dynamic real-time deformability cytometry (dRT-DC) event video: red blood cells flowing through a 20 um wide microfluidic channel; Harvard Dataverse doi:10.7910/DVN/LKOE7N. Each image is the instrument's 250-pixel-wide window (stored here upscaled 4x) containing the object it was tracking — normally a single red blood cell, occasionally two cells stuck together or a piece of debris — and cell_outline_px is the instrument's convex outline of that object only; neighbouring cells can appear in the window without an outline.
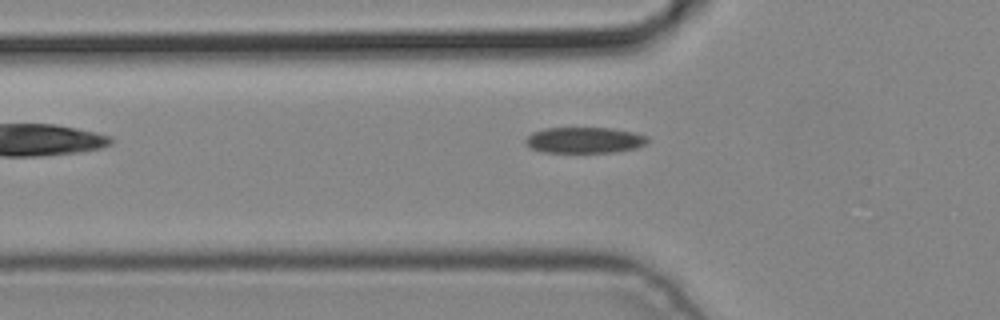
{"species": "common noctule bat (a hibernating species)", "species_latin": "Nyctalus noctula", "temperature_condition": "cold", "stored_images_in_passage": 3, "camera_frame_rate_fps": 3000, "um_per_image_px": 0.085, "animal": {"sex": "male", "body_mass_g": 19.2, "forearm_length_mm": 51.8}, "frame": {"image": 1, "passage_image": 3, "time_ms": 0.667, "image_size_px": [1000, 320], "cell_outline_px": [[648, 140], [644, 144], [636, 148], [616, 152], [544, 152], [528, 148], [524, 144], [524, 140], [532, 132], [544, 128], [612, 128], [636, 132], [648, 136]], "centroid_in_image_um": [49.65, 11.91], "position_along_channel_um": 76.1, "area_um2": 18.67}}